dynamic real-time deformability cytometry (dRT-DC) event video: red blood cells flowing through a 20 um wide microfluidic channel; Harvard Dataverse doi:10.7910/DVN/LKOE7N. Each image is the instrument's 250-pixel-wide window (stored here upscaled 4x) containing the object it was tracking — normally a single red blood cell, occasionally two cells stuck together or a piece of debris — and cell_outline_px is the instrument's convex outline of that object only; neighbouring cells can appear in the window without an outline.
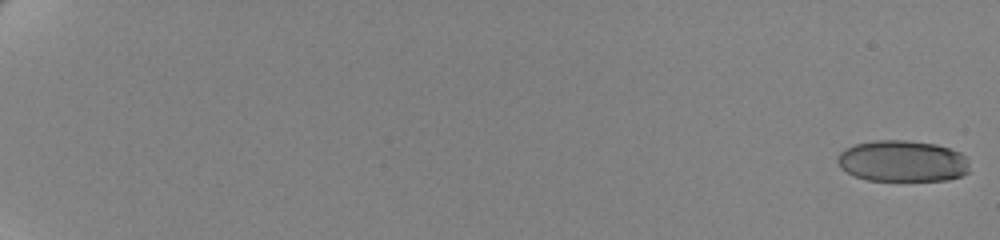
{"species": "human", "species_latin": "Homo sapiens", "temperature_condition": "cold", "stored_images_in_passage": 62, "camera_frame_rate_fps": 3000, "um_per_image_px": 0.085, "donor": {"sex": "female"}, "frame": {"image": 1, "passage_image": 1, "time_ms": 0.0, "image_size_px": [1000, 240], "cell_outline_px": [[968, 172], [960, 176], [948, 180], [868, 180], [856, 176], [840, 168], [836, 160], [840, 152], [844, 148], [856, 144], [876, 140], [904, 140], [936, 144], [960, 152], [964, 156], [968, 164]], "centroid_in_image_um": [76.68, 13.69], "position_along_channel_um": 8.3, "area_um2": 31.67}}
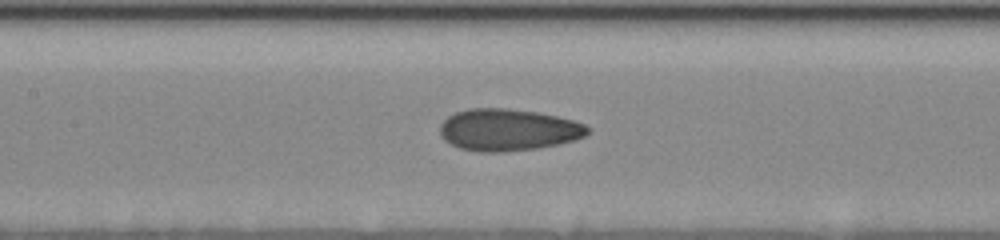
{"frame": {"image": 2, "passage_image": 34, "time_ms": 11.0, "image_size_px": [1000, 240], "cell_outline_px": [[592, 128], [584, 136], [576, 140], [560, 144], [536, 148], [504, 152], [480, 152], [460, 148], [444, 140], [440, 136], [440, 124], [448, 116], [456, 112], [468, 108], [508, 108], [536, 112], [556, 116], [572, 120], [584, 124]], "centroid_in_image_um": [43.19, 11.04], "position_along_channel_um": 164.2, "area_um2": 36.18}}
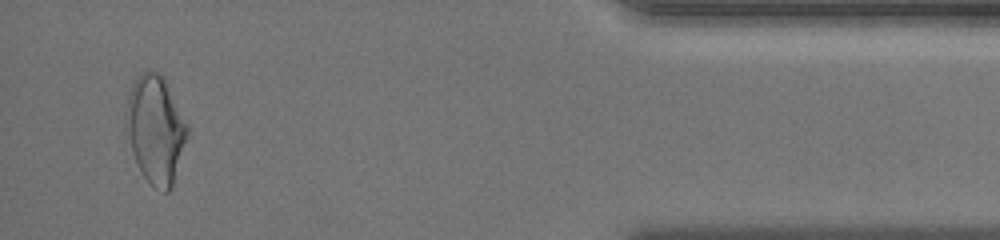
{"frame": {"image": 3, "passage_image": 60, "time_ms": 19.667, "image_size_px": [1000, 240], "cell_outline_px": [[188, 136], [172, 188], [168, 192], [164, 192], [152, 184], [140, 172], [132, 152], [124, 112], [128, 92], [136, 76], [140, 72], [160, 72], [164, 76], [188, 124]], "centroid_in_image_um": [13.23, 10.96], "position_along_channel_um": 422.0, "area_um2": 38.67}, "authors_computed_cell_mechanics": {"area_um2": 34.7378, "velocity_mm_per_s": 3.4954, "shape_relaxation_time_tau1_ms": 6.4149, "shape_relaxation_time_tau2_ms": 1.5781, "deformation_change_tau1": 0.1583, "deformation_change_tau2": 0.0686}}